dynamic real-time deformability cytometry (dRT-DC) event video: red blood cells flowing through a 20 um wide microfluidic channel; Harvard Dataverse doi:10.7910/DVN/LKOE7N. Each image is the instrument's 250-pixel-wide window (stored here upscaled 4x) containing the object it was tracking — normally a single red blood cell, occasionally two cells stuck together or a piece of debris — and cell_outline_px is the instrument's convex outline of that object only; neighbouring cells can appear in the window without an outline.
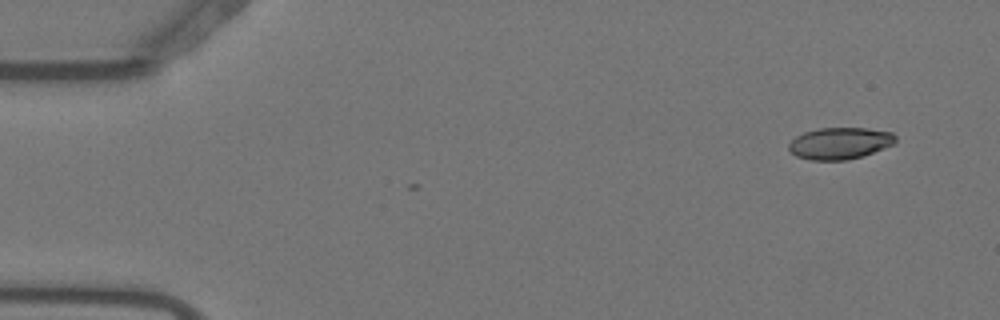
{"species": "Egyptian fruit bat (a non-hibernating species)", "species_latin": "Rousettus aegyptiacus", "temperature_condition": "warm", "stored_images_in_passage": 8, "camera_frame_rate_fps": 3000, "um_per_image_px": 0.085, "animal": {"sex": "female"}, "frame": {"image": 1, "passage_image": 1, "time_ms": 0.0, "image_size_px": [1000, 320], "cell_outline_px": [[896, 140], [892, 144], [884, 148], [864, 156], [844, 160], [812, 160], [796, 156], [788, 148], [788, 144], [796, 136], [804, 132], [820, 128], [868, 128], [892, 132], [896, 136]], "centroid_in_image_um": [71.39, 12.17], "position_along_channel_um": 13.6, "area_um2": 19.71}}
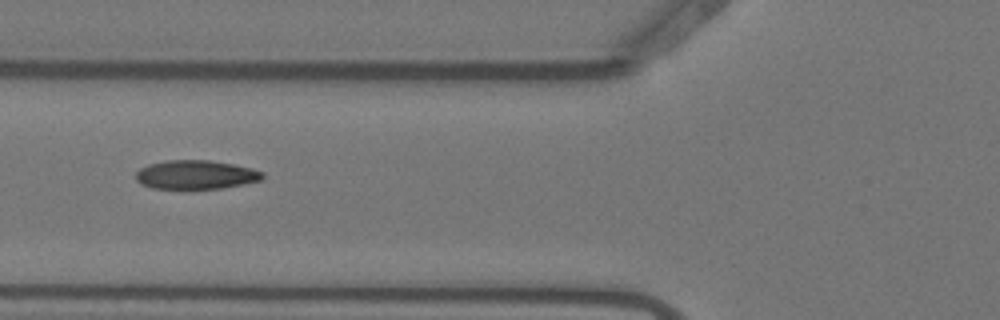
{"frame": {"image": 2, "passage_image": 6, "time_ms": 1.667, "image_size_px": [1000, 320], "cell_outline_px": [[264, 176], [260, 180], [244, 184], [224, 188], [152, 188], [140, 184], [136, 180], [136, 172], [140, 168], [148, 164], [168, 160], [208, 160], [232, 164], [252, 168], [264, 172]], "centroid_in_image_um": [16.64, 14.84], "position_along_channel_um": 109.2, "area_um2": 21.27}}
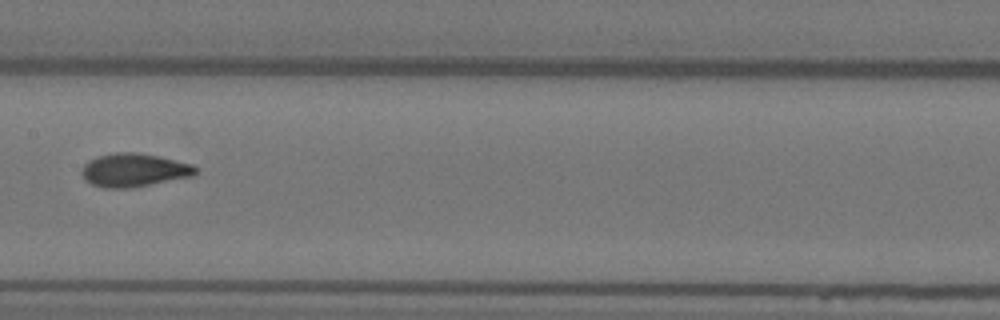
{"frame": {"image": 3, "passage_image": 8, "time_ms": 2.333, "image_size_px": [1000, 320], "cell_outline_px": [[196, 172], [192, 176], [132, 188], [104, 188], [92, 184], [84, 180], [80, 172], [84, 164], [88, 160], [100, 156], [116, 152], [136, 152], [156, 156], [192, 164], [196, 168]], "centroid_in_image_um": [11.34, 14.47], "position_along_channel_um": 196.1, "area_um2": 22.02}}